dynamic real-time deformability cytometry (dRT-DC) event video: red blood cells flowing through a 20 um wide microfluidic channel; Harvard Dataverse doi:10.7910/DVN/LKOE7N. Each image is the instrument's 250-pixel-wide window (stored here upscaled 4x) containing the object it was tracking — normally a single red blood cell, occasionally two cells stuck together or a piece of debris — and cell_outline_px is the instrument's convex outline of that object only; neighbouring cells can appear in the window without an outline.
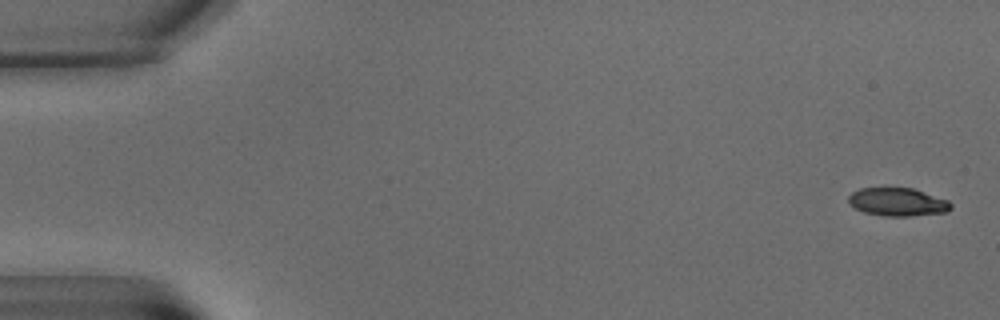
{"species": "common noctule bat (a hibernating species)", "species_latin": "Nyctalus noctula", "temperature_condition": "warm", "stored_images_in_passage": 6, "camera_frame_rate_fps": 3000, "um_per_image_px": 0.085, "animal": {"sex": "male", "body_mass_g": 15.6}, "frame": {"image": 1, "passage_image": 1, "time_ms": 0.0, "image_size_px": [1000, 320], "cell_outline_px": [[952, 208], [948, 212], [908, 216], [884, 216], [864, 212], [852, 208], [848, 204], [848, 196], [852, 192], [860, 188], [884, 184], [912, 188], [948, 200], [952, 204]], "centroid_in_image_um": [76.23, 17.12], "position_along_channel_um": 8.8, "area_um2": 17.69}}
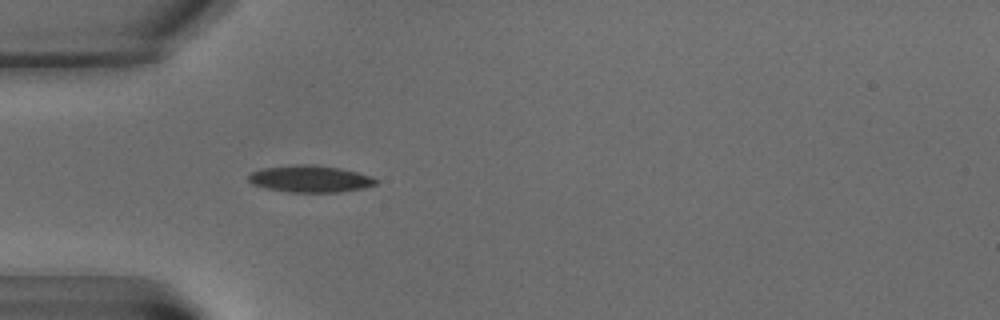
{"frame": {"image": 2, "passage_image": 6, "time_ms": 6.667, "image_size_px": [1000, 320], "cell_outline_px": [[380, 180], [376, 184], [364, 188], [340, 192], [288, 192], [264, 188], [252, 184], [248, 180], [248, 176], [252, 172], [260, 168], [296, 164], [308, 164], [340, 168], [372, 176]], "centroid_in_image_um": [26.35, 15.2], "position_along_channel_um": 58.6, "area_um2": 20.11}}